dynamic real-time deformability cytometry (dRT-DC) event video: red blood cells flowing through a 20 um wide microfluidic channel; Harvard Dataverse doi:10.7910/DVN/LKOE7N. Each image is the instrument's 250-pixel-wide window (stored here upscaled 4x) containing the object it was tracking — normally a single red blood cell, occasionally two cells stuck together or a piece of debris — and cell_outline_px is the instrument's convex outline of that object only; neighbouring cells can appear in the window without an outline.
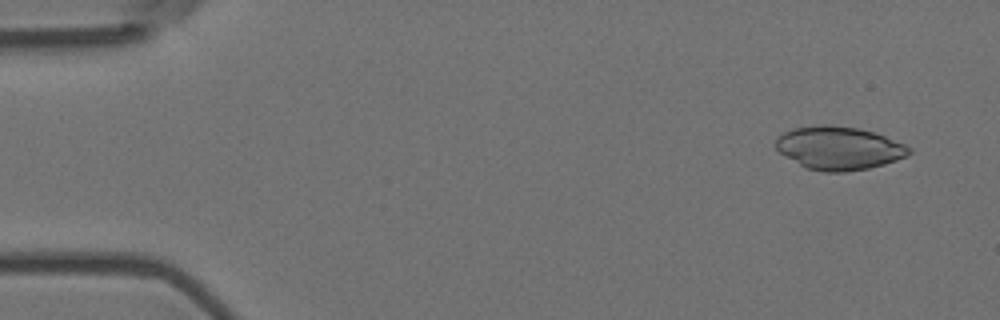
{"species": "Egyptian fruit bat (a non-hibernating species)", "species_latin": "Rousettus aegyptiacus", "temperature_condition": "room temperature", "stored_images_in_passage": 5, "camera_frame_rate_fps": 3000, "um_per_image_px": 0.085, "animal": {"sex": "female"}, "frame": {"image": 1, "passage_image": 1, "time_ms": 0.0, "image_size_px": [1000, 320], "cell_outline_px": [[912, 152], [908, 156], [884, 164], [868, 168], [844, 172], [824, 172], [808, 168], [800, 164], [780, 152], [776, 148], [776, 140], [784, 132], [792, 128], [820, 124], [832, 124], [856, 128], [872, 132], [884, 136], [904, 144], [912, 148]], "centroid_in_image_um": [71.33, 12.58], "position_along_channel_um": 13.7, "area_um2": 33.35}}